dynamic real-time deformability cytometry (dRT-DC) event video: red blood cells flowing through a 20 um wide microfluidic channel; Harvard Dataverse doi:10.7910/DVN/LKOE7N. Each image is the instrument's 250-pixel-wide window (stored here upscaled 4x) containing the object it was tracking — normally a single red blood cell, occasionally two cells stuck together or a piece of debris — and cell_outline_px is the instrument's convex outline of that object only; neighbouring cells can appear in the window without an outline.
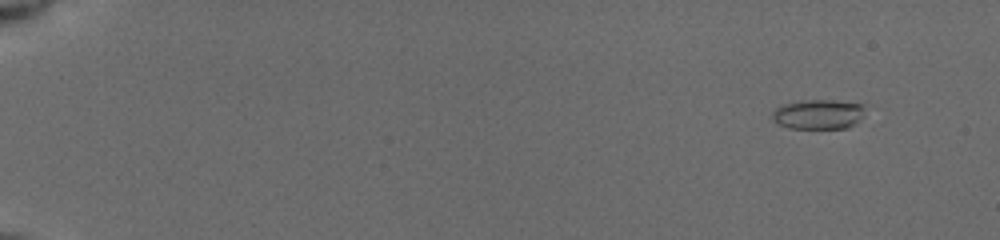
{"species": "common noctule bat (a hibernating species)", "species_latin": "Nyctalus noctula", "temperature_condition": "cold", "stored_images_in_passage": 15, "camera_frame_rate_fps": 3000, "um_per_image_px": 0.085, "animal": {"sex": "female", "body_mass_g": 19.5, "forearm_length_mm": 54.1}, "frame": {"image": 1, "passage_image": 3, "time_ms": 1.333, "image_size_px": [1000, 240], "cell_outline_px": [[864, 116], [848, 128], [788, 128], [776, 124], [772, 120], [772, 112], [776, 108], [784, 104], [804, 100], [832, 100], [864, 104]], "centroid_in_image_um": [69.55, 9.72], "position_along_channel_um": 15.5, "area_um2": 16.18}}
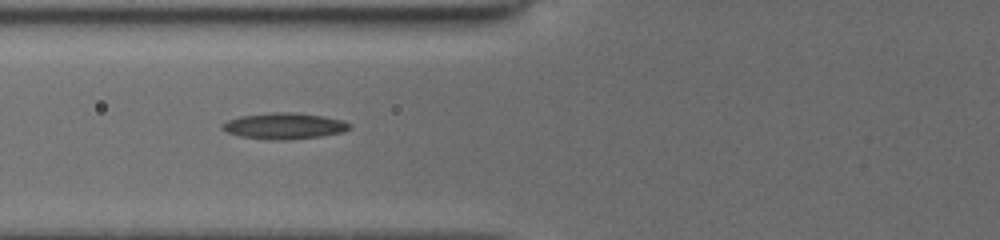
{"frame": {"image": 2, "passage_image": 12, "time_ms": 7.667, "image_size_px": [1000, 240], "cell_outline_px": [[352, 128], [344, 132], [320, 136], [288, 140], [272, 140], [240, 136], [228, 132], [220, 128], [220, 124], [228, 120], [240, 116], [272, 112], [288, 112], [324, 116], [344, 120], [352, 124]], "centroid_in_image_um": [24.19, 10.7], "position_along_channel_um": 101.6, "area_um2": 19.54}}
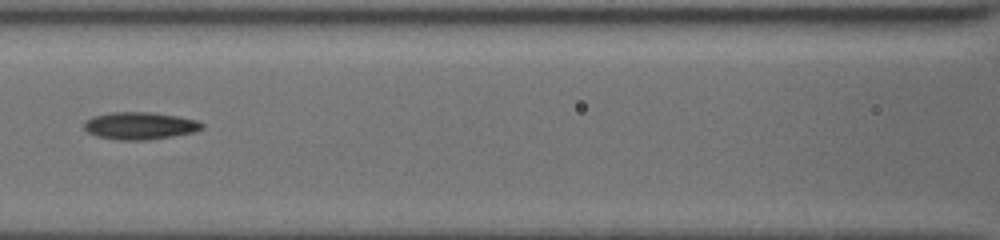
{"frame": {"image": 3, "passage_image": 14, "time_ms": 9.0, "image_size_px": [1000, 240], "cell_outline_px": [[204, 128], [192, 132], [172, 136], [148, 140], [116, 140], [96, 136], [88, 132], [84, 128], [84, 120], [92, 116], [112, 112], [148, 112], [176, 116], [196, 120], [204, 124]], "centroid_in_image_um": [11.84, 10.69], "position_along_channel_um": 154.8, "area_um2": 18.79}}